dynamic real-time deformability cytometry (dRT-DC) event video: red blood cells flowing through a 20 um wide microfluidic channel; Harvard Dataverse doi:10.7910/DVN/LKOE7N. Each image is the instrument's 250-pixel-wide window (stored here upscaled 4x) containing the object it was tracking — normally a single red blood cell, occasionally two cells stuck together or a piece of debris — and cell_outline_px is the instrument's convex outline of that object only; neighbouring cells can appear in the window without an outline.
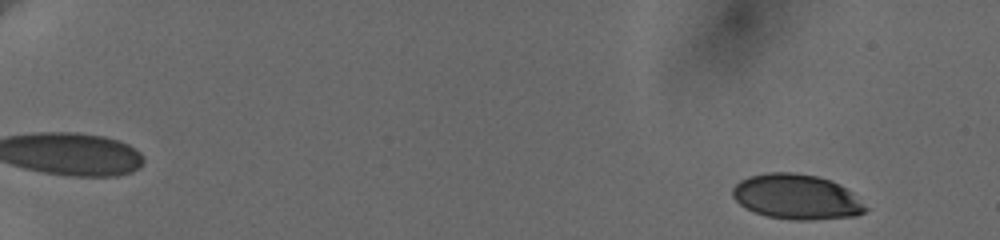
{"species": "human", "species_latin": "Homo sapiens", "temperature_condition": "cold", "stored_images_in_passage": 58, "camera_frame_rate_fps": 3000, "um_per_image_px": 0.085, "donor": {"sex": "female"}, "frame": {"image": 1, "passage_image": 4, "time_ms": 1.0, "image_size_px": [1000, 240], "cell_outline_px": [[868, 208], [864, 212], [856, 216], [812, 220], [792, 220], [768, 216], [756, 212], [740, 204], [732, 196], [732, 188], [740, 180], [748, 176], [768, 172], [792, 172], [816, 176], [832, 180], [840, 184], [852, 192]], "centroid_in_image_um": [67.72, 16.72], "position_along_channel_um": 17.3, "area_um2": 34.91}}
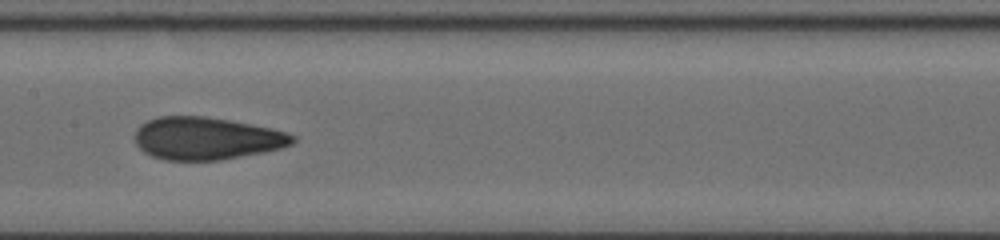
{"frame": {"image": 2, "passage_image": 33, "time_ms": 10.667, "image_size_px": [1000, 240], "cell_outline_px": [[296, 140], [292, 144], [280, 148], [264, 152], [220, 160], [164, 160], [152, 156], [144, 152], [136, 144], [136, 128], [140, 124], [156, 116], [204, 116], [228, 120], [272, 128], [288, 132], [296, 136]], "centroid_in_image_um": [17.55, 11.76], "position_along_channel_um": 189.8, "area_um2": 39.19}}
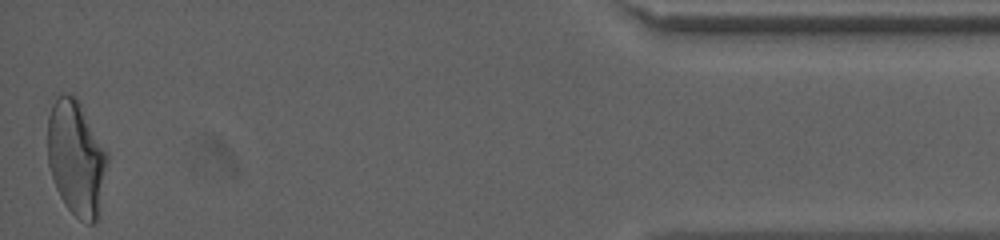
{"frame": {"image": 3, "passage_image": 58, "time_ms": 19.0, "image_size_px": [1000, 240], "cell_outline_px": [[108, 160], [100, 216], [96, 224], [88, 224], [80, 220], [64, 204], [56, 188], [48, 164], [48, 116], [52, 104], [56, 96], [60, 92], [72, 92], [76, 96], [108, 152]], "centroid_in_image_um": [6.5, 13.44], "position_along_channel_um": 428.7, "area_um2": 40.86}, "authors_computed_cell_mechanics": {"area_um2": 38.148, "velocity_mm_per_s": 3.6423, "shape_relaxation_time_tau1_ms": 7.3967, "shape_relaxation_time_tau2_ms": 1.1684, "deformation_change_tau1": 0.1909, "deformation_change_tau2": 0.0742}}